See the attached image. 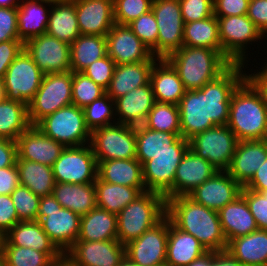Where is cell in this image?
<instances>
[{
    "label": "cell",
    "instance_id": "30",
    "mask_svg": "<svg viewBox=\"0 0 267 266\" xmlns=\"http://www.w3.org/2000/svg\"><path fill=\"white\" fill-rule=\"evenodd\" d=\"M155 61L116 65L106 93L115 101L135 88L150 82V74Z\"/></svg>",
    "mask_w": 267,
    "mask_h": 266
},
{
    "label": "cell",
    "instance_id": "33",
    "mask_svg": "<svg viewBox=\"0 0 267 266\" xmlns=\"http://www.w3.org/2000/svg\"><path fill=\"white\" fill-rule=\"evenodd\" d=\"M43 4L52 6L40 0H23L17 7L18 37L23 43L46 33L50 10Z\"/></svg>",
    "mask_w": 267,
    "mask_h": 266
},
{
    "label": "cell",
    "instance_id": "12",
    "mask_svg": "<svg viewBox=\"0 0 267 266\" xmlns=\"http://www.w3.org/2000/svg\"><path fill=\"white\" fill-rule=\"evenodd\" d=\"M222 53L232 62L244 64L247 44L265 36L247 16L216 17Z\"/></svg>",
    "mask_w": 267,
    "mask_h": 266
},
{
    "label": "cell",
    "instance_id": "35",
    "mask_svg": "<svg viewBox=\"0 0 267 266\" xmlns=\"http://www.w3.org/2000/svg\"><path fill=\"white\" fill-rule=\"evenodd\" d=\"M117 237V215L100 207L81 216L78 240L105 241Z\"/></svg>",
    "mask_w": 267,
    "mask_h": 266
},
{
    "label": "cell",
    "instance_id": "24",
    "mask_svg": "<svg viewBox=\"0 0 267 266\" xmlns=\"http://www.w3.org/2000/svg\"><path fill=\"white\" fill-rule=\"evenodd\" d=\"M218 170L190 148L178 165L174 177V197L187 196Z\"/></svg>",
    "mask_w": 267,
    "mask_h": 266
},
{
    "label": "cell",
    "instance_id": "42",
    "mask_svg": "<svg viewBox=\"0 0 267 266\" xmlns=\"http://www.w3.org/2000/svg\"><path fill=\"white\" fill-rule=\"evenodd\" d=\"M183 45L205 47L221 51L218 21L215 15L190 23H184Z\"/></svg>",
    "mask_w": 267,
    "mask_h": 266
},
{
    "label": "cell",
    "instance_id": "37",
    "mask_svg": "<svg viewBox=\"0 0 267 266\" xmlns=\"http://www.w3.org/2000/svg\"><path fill=\"white\" fill-rule=\"evenodd\" d=\"M46 33L60 41L72 44L80 35L73 0L52 5Z\"/></svg>",
    "mask_w": 267,
    "mask_h": 266
},
{
    "label": "cell",
    "instance_id": "36",
    "mask_svg": "<svg viewBox=\"0 0 267 266\" xmlns=\"http://www.w3.org/2000/svg\"><path fill=\"white\" fill-rule=\"evenodd\" d=\"M136 159L143 165L161 151H174V143L181 134L155 131L143 125L135 127Z\"/></svg>",
    "mask_w": 267,
    "mask_h": 266
},
{
    "label": "cell",
    "instance_id": "34",
    "mask_svg": "<svg viewBox=\"0 0 267 266\" xmlns=\"http://www.w3.org/2000/svg\"><path fill=\"white\" fill-rule=\"evenodd\" d=\"M53 196L62 207L80 216L88 214L97 206L94 183H55Z\"/></svg>",
    "mask_w": 267,
    "mask_h": 266
},
{
    "label": "cell",
    "instance_id": "23",
    "mask_svg": "<svg viewBox=\"0 0 267 266\" xmlns=\"http://www.w3.org/2000/svg\"><path fill=\"white\" fill-rule=\"evenodd\" d=\"M267 158V139L238 141L229 175L244 187Z\"/></svg>",
    "mask_w": 267,
    "mask_h": 266
},
{
    "label": "cell",
    "instance_id": "38",
    "mask_svg": "<svg viewBox=\"0 0 267 266\" xmlns=\"http://www.w3.org/2000/svg\"><path fill=\"white\" fill-rule=\"evenodd\" d=\"M106 55V36L80 34L70 45L71 71L82 72L94 61Z\"/></svg>",
    "mask_w": 267,
    "mask_h": 266
},
{
    "label": "cell",
    "instance_id": "28",
    "mask_svg": "<svg viewBox=\"0 0 267 266\" xmlns=\"http://www.w3.org/2000/svg\"><path fill=\"white\" fill-rule=\"evenodd\" d=\"M158 61V64L155 62L150 74L155 101L178 105L187 90L172 64L167 59Z\"/></svg>",
    "mask_w": 267,
    "mask_h": 266
},
{
    "label": "cell",
    "instance_id": "17",
    "mask_svg": "<svg viewBox=\"0 0 267 266\" xmlns=\"http://www.w3.org/2000/svg\"><path fill=\"white\" fill-rule=\"evenodd\" d=\"M24 49L44 73H66L71 71L70 44L47 33L24 43Z\"/></svg>",
    "mask_w": 267,
    "mask_h": 266
},
{
    "label": "cell",
    "instance_id": "39",
    "mask_svg": "<svg viewBox=\"0 0 267 266\" xmlns=\"http://www.w3.org/2000/svg\"><path fill=\"white\" fill-rule=\"evenodd\" d=\"M16 166L20 185L28 187L40 197L53 194L56 182L51 166L28 160H16Z\"/></svg>",
    "mask_w": 267,
    "mask_h": 266
},
{
    "label": "cell",
    "instance_id": "27",
    "mask_svg": "<svg viewBox=\"0 0 267 266\" xmlns=\"http://www.w3.org/2000/svg\"><path fill=\"white\" fill-rule=\"evenodd\" d=\"M208 253L190 233L177 228L168 218L166 266H188Z\"/></svg>",
    "mask_w": 267,
    "mask_h": 266
},
{
    "label": "cell",
    "instance_id": "31",
    "mask_svg": "<svg viewBox=\"0 0 267 266\" xmlns=\"http://www.w3.org/2000/svg\"><path fill=\"white\" fill-rule=\"evenodd\" d=\"M97 176L110 184L136 187L146 192L143 181L142 164L136 159H112L97 162Z\"/></svg>",
    "mask_w": 267,
    "mask_h": 266
},
{
    "label": "cell",
    "instance_id": "51",
    "mask_svg": "<svg viewBox=\"0 0 267 266\" xmlns=\"http://www.w3.org/2000/svg\"><path fill=\"white\" fill-rule=\"evenodd\" d=\"M115 67L116 63L114 60L109 55H106L103 58L94 61L86 67L82 73L106 90L110 85Z\"/></svg>",
    "mask_w": 267,
    "mask_h": 266
},
{
    "label": "cell",
    "instance_id": "8",
    "mask_svg": "<svg viewBox=\"0 0 267 266\" xmlns=\"http://www.w3.org/2000/svg\"><path fill=\"white\" fill-rule=\"evenodd\" d=\"M70 104H72V71L44 74L38 91L27 106L30 125H36L47 115Z\"/></svg>",
    "mask_w": 267,
    "mask_h": 266
},
{
    "label": "cell",
    "instance_id": "3",
    "mask_svg": "<svg viewBox=\"0 0 267 266\" xmlns=\"http://www.w3.org/2000/svg\"><path fill=\"white\" fill-rule=\"evenodd\" d=\"M227 126L238 141L267 139V108L259 91L247 78L231 96Z\"/></svg>",
    "mask_w": 267,
    "mask_h": 266
},
{
    "label": "cell",
    "instance_id": "58",
    "mask_svg": "<svg viewBox=\"0 0 267 266\" xmlns=\"http://www.w3.org/2000/svg\"><path fill=\"white\" fill-rule=\"evenodd\" d=\"M20 185L17 166L0 168V195H10Z\"/></svg>",
    "mask_w": 267,
    "mask_h": 266
},
{
    "label": "cell",
    "instance_id": "48",
    "mask_svg": "<svg viewBox=\"0 0 267 266\" xmlns=\"http://www.w3.org/2000/svg\"><path fill=\"white\" fill-rule=\"evenodd\" d=\"M128 26L157 58L158 26L152 10L133 20Z\"/></svg>",
    "mask_w": 267,
    "mask_h": 266
},
{
    "label": "cell",
    "instance_id": "44",
    "mask_svg": "<svg viewBox=\"0 0 267 266\" xmlns=\"http://www.w3.org/2000/svg\"><path fill=\"white\" fill-rule=\"evenodd\" d=\"M1 259L5 266H50L53 261L44 252L15 245H3Z\"/></svg>",
    "mask_w": 267,
    "mask_h": 266
},
{
    "label": "cell",
    "instance_id": "29",
    "mask_svg": "<svg viewBox=\"0 0 267 266\" xmlns=\"http://www.w3.org/2000/svg\"><path fill=\"white\" fill-rule=\"evenodd\" d=\"M218 214L227 243L236 237L258 230L255 218L242 195L220 209Z\"/></svg>",
    "mask_w": 267,
    "mask_h": 266
},
{
    "label": "cell",
    "instance_id": "70",
    "mask_svg": "<svg viewBox=\"0 0 267 266\" xmlns=\"http://www.w3.org/2000/svg\"><path fill=\"white\" fill-rule=\"evenodd\" d=\"M261 69H263L262 71L267 72V63H266V66H264V67L261 68Z\"/></svg>",
    "mask_w": 267,
    "mask_h": 266
},
{
    "label": "cell",
    "instance_id": "55",
    "mask_svg": "<svg viewBox=\"0 0 267 266\" xmlns=\"http://www.w3.org/2000/svg\"><path fill=\"white\" fill-rule=\"evenodd\" d=\"M24 48L21 40H8L0 42V80L4 79L10 64Z\"/></svg>",
    "mask_w": 267,
    "mask_h": 266
},
{
    "label": "cell",
    "instance_id": "6",
    "mask_svg": "<svg viewBox=\"0 0 267 266\" xmlns=\"http://www.w3.org/2000/svg\"><path fill=\"white\" fill-rule=\"evenodd\" d=\"M80 220V215L62 207L53 194L40 198L37 221L62 253L78 240Z\"/></svg>",
    "mask_w": 267,
    "mask_h": 266
},
{
    "label": "cell",
    "instance_id": "57",
    "mask_svg": "<svg viewBox=\"0 0 267 266\" xmlns=\"http://www.w3.org/2000/svg\"><path fill=\"white\" fill-rule=\"evenodd\" d=\"M247 16L265 35L267 32V0H249Z\"/></svg>",
    "mask_w": 267,
    "mask_h": 266
},
{
    "label": "cell",
    "instance_id": "68",
    "mask_svg": "<svg viewBox=\"0 0 267 266\" xmlns=\"http://www.w3.org/2000/svg\"><path fill=\"white\" fill-rule=\"evenodd\" d=\"M5 90H4V86H3V81L0 80V101L5 99Z\"/></svg>",
    "mask_w": 267,
    "mask_h": 266
},
{
    "label": "cell",
    "instance_id": "45",
    "mask_svg": "<svg viewBox=\"0 0 267 266\" xmlns=\"http://www.w3.org/2000/svg\"><path fill=\"white\" fill-rule=\"evenodd\" d=\"M83 112L86 126L92 132L95 129L112 124L110 121L116 115L114 113L116 112L115 101L105 93L91 104L85 106Z\"/></svg>",
    "mask_w": 267,
    "mask_h": 266
},
{
    "label": "cell",
    "instance_id": "62",
    "mask_svg": "<svg viewBox=\"0 0 267 266\" xmlns=\"http://www.w3.org/2000/svg\"><path fill=\"white\" fill-rule=\"evenodd\" d=\"M211 266H244L227 251L211 252Z\"/></svg>",
    "mask_w": 267,
    "mask_h": 266
},
{
    "label": "cell",
    "instance_id": "32",
    "mask_svg": "<svg viewBox=\"0 0 267 266\" xmlns=\"http://www.w3.org/2000/svg\"><path fill=\"white\" fill-rule=\"evenodd\" d=\"M226 251L244 266H267V230L230 240Z\"/></svg>",
    "mask_w": 267,
    "mask_h": 266
},
{
    "label": "cell",
    "instance_id": "9",
    "mask_svg": "<svg viewBox=\"0 0 267 266\" xmlns=\"http://www.w3.org/2000/svg\"><path fill=\"white\" fill-rule=\"evenodd\" d=\"M189 149V141L182 136L174 143V151H161L142 165L146 191L159 193L165 199L174 198L176 169Z\"/></svg>",
    "mask_w": 267,
    "mask_h": 266
},
{
    "label": "cell",
    "instance_id": "49",
    "mask_svg": "<svg viewBox=\"0 0 267 266\" xmlns=\"http://www.w3.org/2000/svg\"><path fill=\"white\" fill-rule=\"evenodd\" d=\"M152 3L153 0H113L115 23L128 25L141 15L149 12Z\"/></svg>",
    "mask_w": 267,
    "mask_h": 266
},
{
    "label": "cell",
    "instance_id": "64",
    "mask_svg": "<svg viewBox=\"0 0 267 266\" xmlns=\"http://www.w3.org/2000/svg\"><path fill=\"white\" fill-rule=\"evenodd\" d=\"M188 266H211V252H208L201 258L194 260Z\"/></svg>",
    "mask_w": 267,
    "mask_h": 266
},
{
    "label": "cell",
    "instance_id": "7",
    "mask_svg": "<svg viewBox=\"0 0 267 266\" xmlns=\"http://www.w3.org/2000/svg\"><path fill=\"white\" fill-rule=\"evenodd\" d=\"M35 126L65 147L90 144L91 131L86 126L83 108L74 104L47 115Z\"/></svg>",
    "mask_w": 267,
    "mask_h": 266
},
{
    "label": "cell",
    "instance_id": "5",
    "mask_svg": "<svg viewBox=\"0 0 267 266\" xmlns=\"http://www.w3.org/2000/svg\"><path fill=\"white\" fill-rule=\"evenodd\" d=\"M166 216V199L143 192L117 214V237L124 246L154 227Z\"/></svg>",
    "mask_w": 267,
    "mask_h": 266
},
{
    "label": "cell",
    "instance_id": "46",
    "mask_svg": "<svg viewBox=\"0 0 267 266\" xmlns=\"http://www.w3.org/2000/svg\"><path fill=\"white\" fill-rule=\"evenodd\" d=\"M105 93L104 88L84 73L72 72V104L75 106L84 108Z\"/></svg>",
    "mask_w": 267,
    "mask_h": 266
},
{
    "label": "cell",
    "instance_id": "52",
    "mask_svg": "<svg viewBox=\"0 0 267 266\" xmlns=\"http://www.w3.org/2000/svg\"><path fill=\"white\" fill-rule=\"evenodd\" d=\"M182 19L190 23L214 15L213 0H179Z\"/></svg>",
    "mask_w": 267,
    "mask_h": 266
},
{
    "label": "cell",
    "instance_id": "2",
    "mask_svg": "<svg viewBox=\"0 0 267 266\" xmlns=\"http://www.w3.org/2000/svg\"><path fill=\"white\" fill-rule=\"evenodd\" d=\"M166 216L177 228L193 235L208 252L226 251L227 241L218 211L188 196H177L166 200Z\"/></svg>",
    "mask_w": 267,
    "mask_h": 266
},
{
    "label": "cell",
    "instance_id": "26",
    "mask_svg": "<svg viewBox=\"0 0 267 266\" xmlns=\"http://www.w3.org/2000/svg\"><path fill=\"white\" fill-rule=\"evenodd\" d=\"M3 245L32 248L46 253L52 260L63 254L44 232L39 221H19L4 235Z\"/></svg>",
    "mask_w": 267,
    "mask_h": 266
},
{
    "label": "cell",
    "instance_id": "16",
    "mask_svg": "<svg viewBox=\"0 0 267 266\" xmlns=\"http://www.w3.org/2000/svg\"><path fill=\"white\" fill-rule=\"evenodd\" d=\"M168 217L125 245V256L141 266H166Z\"/></svg>",
    "mask_w": 267,
    "mask_h": 266
},
{
    "label": "cell",
    "instance_id": "21",
    "mask_svg": "<svg viewBox=\"0 0 267 266\" xmlns=\"http://www.w3.org/2000/svg\"><path fill=\"white\" fill-rule=\"evenodd\" d=\"M17 160H28L53 166L65 146L46 136L35 125H31L16 140Z\"/></svg>",
    "mask_w": 267,
    "mask_h": 266
},
{
    "label": "cell",
    "instance_id": "13",
    "mask_svg": "<svg viewBox=\"0 0 267 266\" xmlns=\"http://www.w3.org/2000/svg\"><path fill=\"white\" fill-rule=\"evenodd\" d=\"M43 76L44 73L23 48L8 67L2 80L6 99L19 101L28 106L38 91Z\"/></svg>",
    "mask_w": 267,
    "mask_h": 266
},
{
    "label": "cell",
    "instance_id": "47",
    "mask_svg": "<svg viewBox=\"0 0 267 266\" xmlns=\"http://www.w3.org/2000/svg\"><path fill=\"white\" fill-rule=\"evenodd\" d=\"M10 196L20 221H37L40 196L22 185H19Z\"/></svg>",
    "mask_w": 267,
    "mask_h": 266
},
{
    "label": "cell",
    "instance_id": "53",
    "mask_svg": "<svg viewBox=\"0 0 267 266\" xmlns=\"http://www.w3.org/2000/svg\"><path fill=\"white\" fill-rule=\"evenodd\" d=\"M20 40L18 37L17 7H0V42Z\"/></svg>",
    "mask_w": 267,
    "mask_h": 266
},
{
    "label": "cell",
    "instance_id": "61",
    "mask_svg": "<svg viewBox=\"0 0 267 266\" xmlns=\"http://www.w3.org/2000/svg\"><path fill=\"white\" fill-rule=\"evenodd\" d=\"M246 78L255 86L261 94L264 105L267 108V72L260 70L257 73L247 75Z\"/></svg>",
    "mask_w": 267,
    "mask_h": 266
},
{
    "label": "cell",
    "instance_id": "11",
    "mask_svg": "<svg viewBox=\"0 0 267 266\" xmlns=\"http://www.w3.org/2000/svg\"><path fill=\"white\" fill-rule=\"evenodd\" d=\"M237 143L235 134L227 125H216L191 138L189 148L218 171H227Z\"/></svg>",
    "mask_w": 267,
    "mask_h": 266
},
{
    "label": "cell",
    "instance_id": "60",
    "mask_svg": "<svg viewBox=\"0 0 267 266\" xmlns=\"http://www.w3.org/2000/svg\"><path fill=\"white\" fill-rule=\"evenodd\" d=\"M244 188L254 191L267 190V158Z\"/></svg>",
    "mask_w": 267,
    "mask_h": 266
},
{
    "label": "cell",
    "instance_id": "1",
    "mask_svg": "<svg viewBox=\"0 0 267 266\" xmlns=\"http://www.w3.org/2000/svg\"><path fill=\"white\" fill-rule=\"evenodd\" d=\"M244 64L232 63L216 79L201 89L187 90L178 108L181 136L190 140L216 125H227L231 96L246 78Z\"/></svg>",
    "mask_w": 267,
    "mask_h": 266
},
{
    "label": "cell",
    "instance_id": "50",
    "mask_svg": "<svg viewBox=\"0 0 267 266\" xmlns=\"http://www.w3.org/2000/svg\"><path fill=\"white\" fill-rule=\"evenodd\" d=\"M241 195L245 198L258 229L267 230V190L254 191L242 187Z\"/></svg>",
    "mask_w": 267,
    "mask_h": 266
},
{
    "label": "cell",
    "instance_id": "54",
    "mask_svg": "<svg viewBox=\"0 0 267 266\" xmlns=\"http://www.w3.org/2000/svg\"><path fill=\"white\" fill-rule=\"evenodd\" d=\"M249 0H213L216 17L242 16L247 14Z\"/></svg>",
    "mask_w": 267,
    "mask_h": 266
},
{
    "label": "cell",
    "instance_id": "67",
    "mask_svg": "<svg viewBox=\"0 0 267 266\" xmlns=\"http://www.w3.org/2000/svg\"><path fill=\"white\" fill-rule=\"evenodd\" d=\"M40 1L54 5V4L65 3L70 0H40Z\"/></svg>",
    "mask_w": 267,
    "mask_h": 266
},
{
    "label": "cell",
    "instance_id": "43",
    "mask_svg": "<svg viewBox=\"0 0 267 266\" xmlns=\"http://www.w3.org/2000/svg\"><path fill=\"white\" fill-rule=\"evenodd\" d=\"M142 125L155 131L181 134L178 105L155 102Z\"/></svg>",
    "mask_w": 267,
    "mask_h": 266
},
{
    "label": "cell",
    "instance_id": "25",
    "mask_svg": "<svg viewBox=\"0 0 267 266\" xmlns=\"http://www.w3.org/2000/svg\"><path fill=\"white\" fill-rule=\"evenodd\" d=\"M151 83L135 88L115 100L117 123L128 126H140L144 123L155 103Z\"/></svg>",
    "mask_w": 267,
    "mask_h": 266
},
{
    "label": "cell",
    "instance_id": "10",
    "mask_svg": "<svg viewBox=\"0 0 267 266\" xmlns=\"http://www.w3.org/2000/svg\"><path fill=\"white\" fill-rule=\"evenodd\" d=\"M113 124L91 132L90 145L97 162L136 158L135 127L116 120Z\"/></svg>",
    "mask_w": 267,
    "mask_h": 266
},
{
    "label": "cell",
    "instance_id": "14",
    "mask_svg": "<svg viewBox=\"0 0 267 266\" xmlns=\"http://www.w3.org/2000/svg\"><path fill=\"white\" fill-rule=\"evenodd\" d=\"M56 183L88 184L97 178L98 164L91 145L65 147L54 162Z\"/></svg>",
    "mask_w": 267,
    "mask_h": 266
},
{
    "label": "cell",
    "instance_id": "18",
    "mask_svg": "<svg viewBox=\"0 0 267 266\" xmlns=\"http://www.w3.org/2000/svg\"><path fill=\"white\" fill-rule=\"evenodd\" d=\"M106 43L107 55L116 65L159 60L128 25L115 23L106 35Z\"/></svg>",
    "mask_w": 267,
    "mask_h": 266
},
{
    "label": "cell",
    "instance_id": "59",
    "mask_svg": "<svg viewBox=\"0 0 267 266\" xmlns=\"http://www.w3.org/2000/svg\"><path fill=\"white\" fill-rule=\"evenodd\" d=\"M17 157L16 141L0 138V168L16 165Z\"/></svg>",
    "mask_w": 267,
    "mask_h": 266
},
{
    "label": "cell",
    "instance_id": "4",
    "mask_svg": "<svg viewBox=\"0 0 267 266\" xmlns=\"http://www.w3.org/2000/svg\"><path fill=\"white\" fill-rule=\"evenodd\" d=\"M167 60L177 70L186 90L201 89L232 64L222 51L184 45Z\"/></svg>",
    "mask_w": 267,
    "mask_h": 266
},
{
    "label": "cell",
    "instance_id": "71",
    "mask_svg": "<svg viewBox=\"0 0 267 266\" xmlns=\"http://www.w3.org/2000/svg\"><path fill=\"white\" fill-rule=\"evenodd\" d=\"M0 266H5L4 261L0 258Z\"/></svg>",
    "mask_w": 267,
    "mask_h": 266
},
{
    "label": "cell",
    "instance_id": "15",
    "mask_svg": "<svg viewBox=\"0 0 267 266\" xmlns=\"http://www.w3.org/2000/svg\"><path fill=\"white\" fill-rule=\"evenodd\" d=\"M158 26L157 58L167 59L183 46L184 22L179 0H153Z\"/></svg>",
    "mask_w": 267,
    "mask_h": 266
},
{
    "label": "cell",
    "instance_id": "66",
    "mask_svg": "<svg viewBox=\"0 0 267 266\" xmlns=\"http://www.w3.org/2000/svg\"><path fill=\"white\" fill-rule=\"evenodd\" d=\"M118 266H141L132 262L127 256H125L119 263Z\"/></svg>",
    "mask_w": 267,
    "mask_h": 266
},
{
    "label": "cell",
    "instance_id": "63",
    "mask_svg": "<svg viewBox=\"0 0 267 266\" xmlns=\"http://www.w3.org/2000/svg\"><path fill=\"white\" fill-rule=\"evenodd\" d=\"M50 266H77L66 253L51 262Z\"/></svg>",
    "mask_w": 267,
    "mask_h": 266
},
{
    "label": "cell",
    "instance_id": "40",
    "mask_svg": "<svg viewBox=\"0 0 267 266\" xmlns=\"http://www.w3.org/2000/svg\"><path fill=\"white\" fill-rule=\"evenodd\" d=\"M94 185L97 207L116 215L142 194L136 187L110 184L101 180L98 176Z\"/></svg>",
    "mask_w": 267,
    "mask_h": 266
},
{
    "label": "cell",
    "instance_id": "56",
    "mask_svg": "<svg viewBox=\"0 0 267 266\" xmlns=\"http://www.w3.org/2000/svg\"><path fill=\"white\" fill-rule=\"evenodd\" d=\"M19 221L11 196L0 195V232L5 235Z\"/></svg>",
    "mask_w": 267,
    "mask_h": 266
},
{
    "label": "cell",
    "instance_id": "41",
    "mask_svg": "<svg viewBox=\"0 0 267 266\" xmlns=\"http://www.w3.org/2000/svg\"><path fill=\"white\" fill-rule=\"evenodd\" d=\"M27 105L19 101H0V138L16 141L30 127Z\"/></svg>",
    "mask_w": 267,
    "mask_h": 266
},
{
    "label": "cell",
    "instance_id": "19",
    "mask_svg": "<svg viewBox=\"0 0 267 266\" xmlns=\"http://www.w3.org/2000/svg\"><path fill=\"white\" fill-rule=\"evenodd\" d=\"M66 254L77 266H118L125 257V246L118 239L77 240Z\"/></svg>",
    "mask_w": 267,
    "mask_h": 266
},
{
    "label": "cell",
    "instance_id": "69",
    "mask_svg": "<svg viewBox=\"0 0 267 266\" xmlns=\"http://www.w3.org/2000/svg\"><path fill=\"white\" fill-rule=\"evenodd\" d=\"M3 241H4V235L0 232V258L2 256Z\"/></svg>",
    "mask_w": 267,
    "mask_h": 266
},
{
    "label": "cell",
    "instance_id": "65",
    "mask_svg": "<svg viewBox=\"0 0 267 266\" xmlns=\"http://www.w3.org/2000/svg\"><path fill=\"white\" fill-rule=\"evenodd\" d=\"M21 0H0V7L14 8L18 7Z\"/></svg>",
    "mask_w": 267,
    "mask_h": 266
},
{
    "label": "cell",
    "instance_id": "20",
    "mask_svg": "<svg viewBox=\"0 0 267 266\" xmlns=\"http://www.w3.org/2000/svg\"><path fill=\"white\" fill-rule=\"evenodd\" d=\"M242 186L227 171H217L187 196L194 202L219 211L241 195Z\"/></svg>",
    "mask_w": 267,
    "mask_h": 266
},
{
    "label": "cell",
    "instance_id": "22",
    "mask_svg": "<svg viewBox=\"0 0 267 266\" xmlns=\"http://www.w3.org/2000/svg\"><path fill=\"white\" fill-rule=\"evenodd\" d=\"M80 34L106 36L114 21L113 0H73Z\"/></svg>",
    "mask_w": 267,
    "mask_h": 266
}]
</instances>
